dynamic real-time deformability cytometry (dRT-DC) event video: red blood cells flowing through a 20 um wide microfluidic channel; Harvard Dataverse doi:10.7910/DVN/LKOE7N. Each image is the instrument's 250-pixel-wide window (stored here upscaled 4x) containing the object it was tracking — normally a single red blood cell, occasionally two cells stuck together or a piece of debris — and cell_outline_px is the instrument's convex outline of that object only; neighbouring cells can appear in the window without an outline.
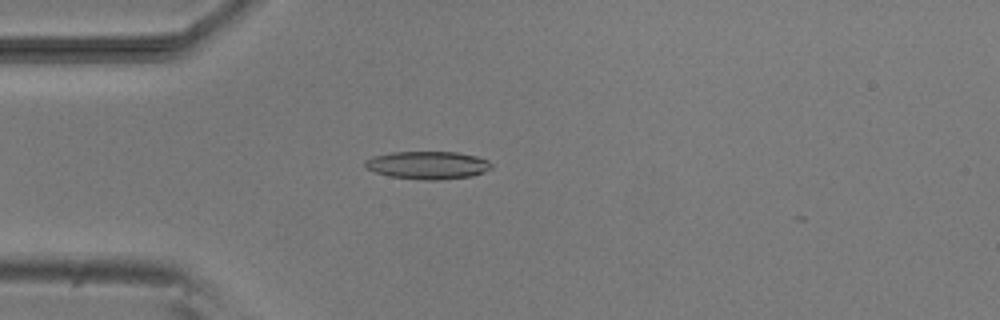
{"species": "common noctule bat (a hibernating species)", "species_latin": "Nyctalus noctula", "temperature_condition": "room temperature", "stored_images_in_passage": 49, "camera_frame_rate_fps": 3000, "um_per_image_px": 0.085, "animal": {"sex": "male", "body_mass_g": 20.5, "forearm_length_mm": 52.5}, "frame": {"image": 1, "passage_image": 11, "time_ms": 3.333, "image_size_px": [1000, 320], "cell_outline_px": [[492, 168], [484, 172], [472, 176], [440, 180], [424, 180], [392, 176], [376, 172], [364, 168], [364, 160], [372, 156], [392, 152], [456, 152], [476, 156], [488, 160], [492, 164]], "centroid_in_image_um": [36.35, 14.03], "position_along_channel_um": 48.6, "area_um2": 20.58}}
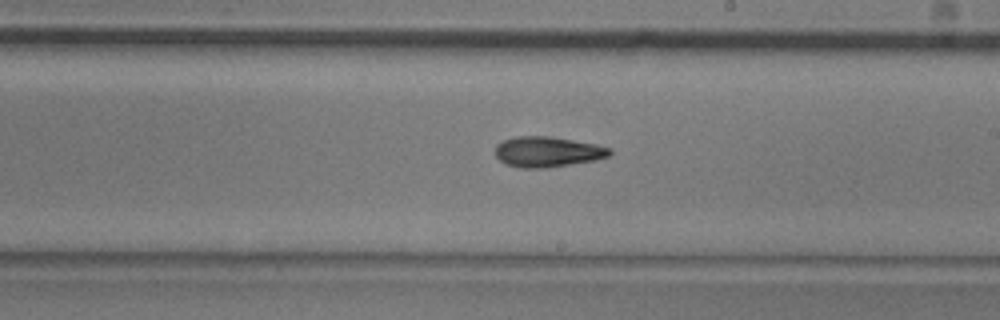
{"frame": {"image": 2, "passage_image": 27, "time_ms": 8.667, "image_size_px": [1000, 320], "cell_outline_px": [[612, 152], [608, 156], [592, 160], [544, 168], [520, 168], [504, 164], [496, 156], [496, 144], [504, 140], [516, 136], [548, 136], [596, 144], [612, 148]], "centroid_in_image_um": [46.5, 12.9], "position_along_channel_um": 242.5, "area_um2": 20.11}}
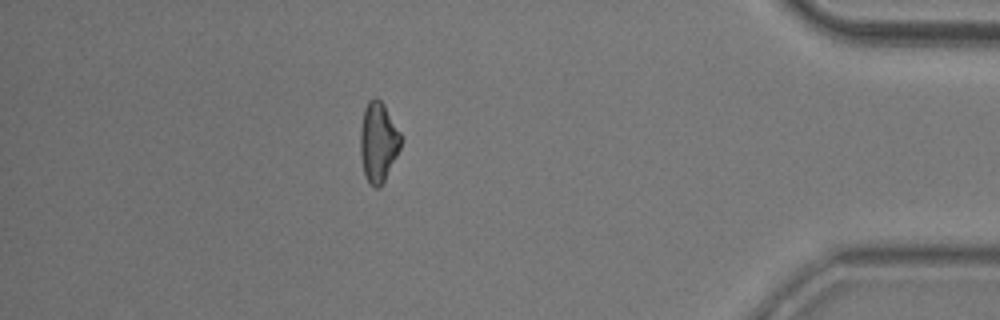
{"frame": {"image": 3, "passage_image": 43, "time_ms": 14.0, "image_size_px": [1000, 320], "cell_outline_px": [[400, 148], [380, 188], [376, 188], [368, 184], [364, 172], [360, 156], [360, 128], [364, 108], [368, 100], [376, 96], [384, 104], [400, 132]], "centroid_in_image_um": [32.12, 12.06], "position_along_channel_um": 403.1, "area_um2": 18.84}, "authors_computed_cell_mechanics": {"area_um2": 19.5942, "velocity_mm_per_s": 3.8354, "shape_relaxation_time_tau1_ms": 10.8247, "shape_relaxation_time_tau2_ms": 5.4682, "deformation_change_tau1": 0.2286, "deformation_change_tau2": 0.1624}}